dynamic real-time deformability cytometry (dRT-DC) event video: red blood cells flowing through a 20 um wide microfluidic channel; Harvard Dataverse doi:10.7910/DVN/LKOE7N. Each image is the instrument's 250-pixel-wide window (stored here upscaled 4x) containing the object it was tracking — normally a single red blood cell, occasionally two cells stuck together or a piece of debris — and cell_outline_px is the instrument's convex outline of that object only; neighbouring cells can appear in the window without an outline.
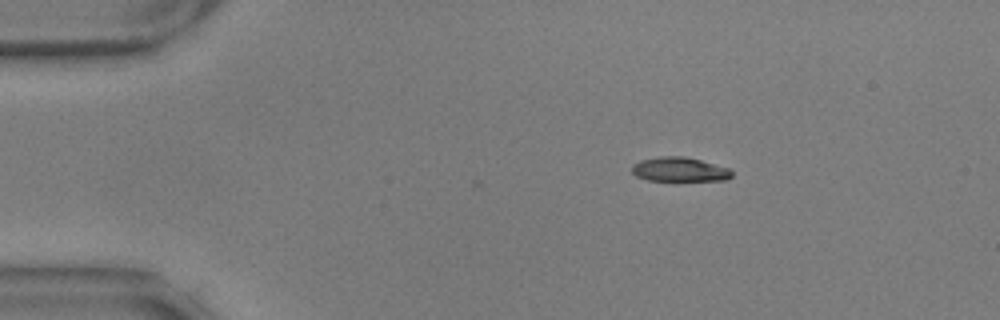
{"species": "common noctule bat (a hibernating species)", "species_latin": "Nyctalus noctula", "temperature_condition": "warm", "stored_images_in_passage": 3, "camera_frame_rate_fps": 3000, "um_per_image_px": 0.085, "animal": {"sex": "male", "body_mass_g": 17.9, "forearm_length_mm": 54.2}, "frame": {"image": 1, "passage_image": 1, "time_ms": 0.0, "image_size_px": [1000, 320], "cell_outline_px": [[732, 176], [728, 180], [648, 180], [636, 176], [632, 172], [632, 164], [640, 160], [660, 156], [684, 156], [700, 160], [728, 168], [732, 172]], "centroid_in_image_um": [57.74, 14.4], "position_along_channel_um": 27.3, "area_um2": 14.05}}